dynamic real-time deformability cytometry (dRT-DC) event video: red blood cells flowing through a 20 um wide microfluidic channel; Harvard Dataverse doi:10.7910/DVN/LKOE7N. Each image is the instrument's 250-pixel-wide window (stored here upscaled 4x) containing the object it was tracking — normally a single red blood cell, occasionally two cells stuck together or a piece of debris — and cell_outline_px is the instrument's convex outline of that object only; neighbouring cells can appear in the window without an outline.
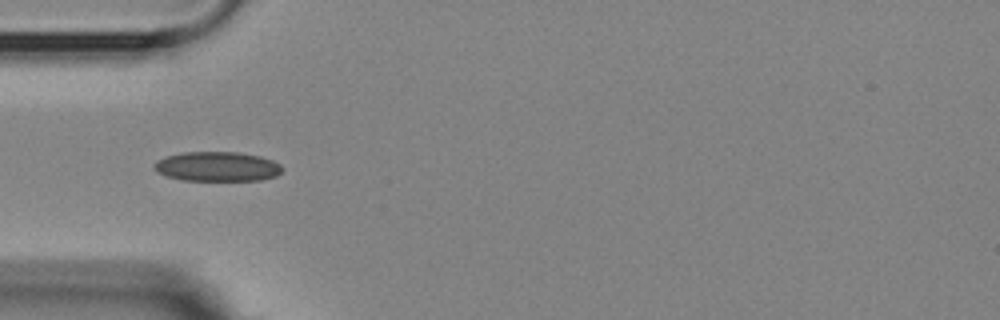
{"species": "Egyptian fruit bat (a non-hibernating species)", "species_latin": "Rousettus aegyptiacus", "temperature_condition": "room temperature", "stored_images_in_passage": 6, "camera_frame_rate_fps": 3000, "um_per_image_px": 0.085, "animal": {"sex": "female"}, "frame": {"image": 1, "passage_image": 2, "time_ms": 1.333, "image_size_px": [1000, 320], "cell_outline_px": [[284, 168], [276, 176], [260, 180], [184, 180], [164, 176], [156, 172], [152, 168], [156, 160], [168, 156], [184, 152], [240, 152], [260, 156], [272, 160], [280, 164]], "centroid_in_image_um": [18.45, 14.15], "position_along_channel_um": 66.6, "area_um2": 22.2}}
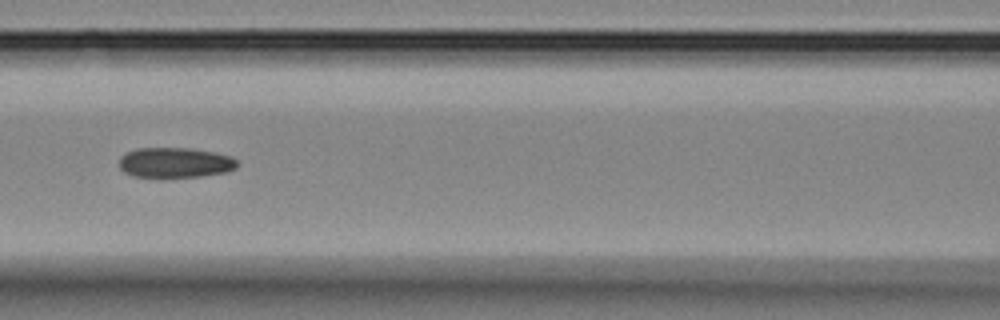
{"frame": {"image": 2, "passage_image": 4, "time_ms": 3.667, "image_size_px": [1000, 320], "cell_outline_px": [[240, 164], [236, 168], [228, 172], [200, 176], [160, 180], [132, 176], [124, 172], [120, 168], [120, 156], [136, 148], [192, 148], [216, 152], [232, 156]], "centroid_in_image_um": [14.89, 13.86], "position_along_channel_um": 151.7, "area_um2": 21.73}}
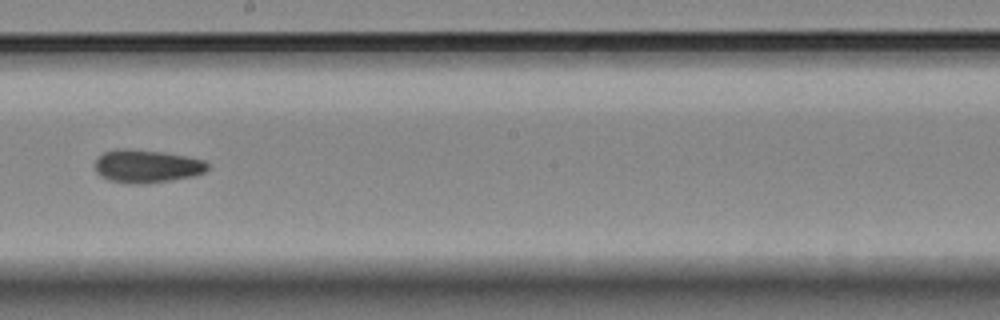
{"frame": {"image": 3, "passage_image": 6, "time_ms": 6.0, "image_size_px": [1000, 320], "cell_outline_px": [[208, 168], [204, 172], [196, 176], [148, 184], [128, 184], [108, 180], [100, 176], [96, 172], [96, 156], [104, 152], [116, 148], [128, 148], [160, 152], [184, 156], [204, 160], [208, 164]], "centroid_in_image_um": [12.44, 14.14], "position_along_channel_um": 235.8, "area_um2": 21.96}}